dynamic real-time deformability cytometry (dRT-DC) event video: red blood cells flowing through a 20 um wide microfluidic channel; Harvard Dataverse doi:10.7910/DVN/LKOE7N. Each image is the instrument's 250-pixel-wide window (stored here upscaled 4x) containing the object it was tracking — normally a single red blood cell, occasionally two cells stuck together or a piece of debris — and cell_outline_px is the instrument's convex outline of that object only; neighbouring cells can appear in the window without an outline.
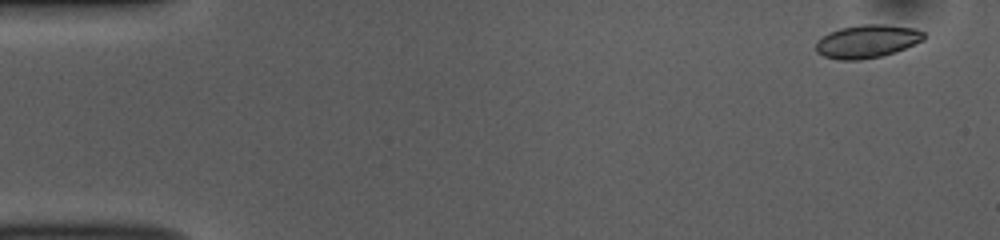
{"species": "common noctule bat (a hibernating species)", "species_latin": "Nyctalus noctula", "temperature_condition": "room temperature", "stored_images_in_passage": 52, "camera_frame_rate_fps": 3000, "um_per_image_px": 0.085, "animal": {"sex": "female", "body_mass_g": 10.0, "forearm_length_mm": 53.1}, "frame": {"image": 1, "passage_image": 3, "time_ms": 0.667, "image_size_px": [1000, 240], "cell_outline_px": [[924, 40], [896, 52], [880, 56], [860, 60], [840, 60], [824, 56], [816, 52], [816, 40], [828, 32], [840, 28], [860, 24], [884, 24], [916, 28], [924, 32]], "centroid_in_image_um": [73.69, 3.5], "position_along_channel_um": 11.3, "area_um2": 21.04}}
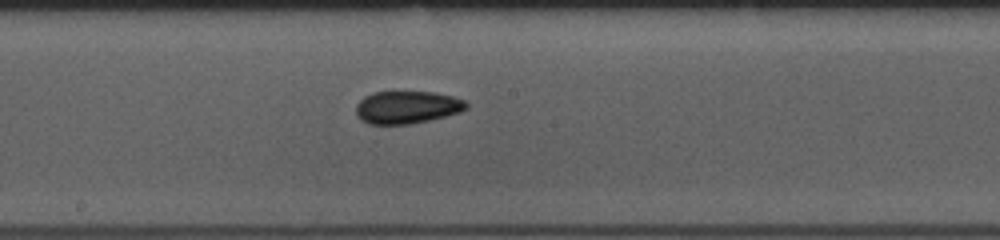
{"frame": {"image": 2, "passage_image": 28, "time_ms": 9.0, "image_size_px": [1000, 240], "cell_outline_px": [[468, 108], [460, 112], [412, 124], [368, 124], [360, 120], [356, 116], [356, 104], [364, 96], [372, 92], [436, 92], [452, 96], [464, 100], [468, 104]], "centroid_in_image_um": [34.57, 9.12], "position_along_channel_um": 213.6, "area_um2": 21.1}}
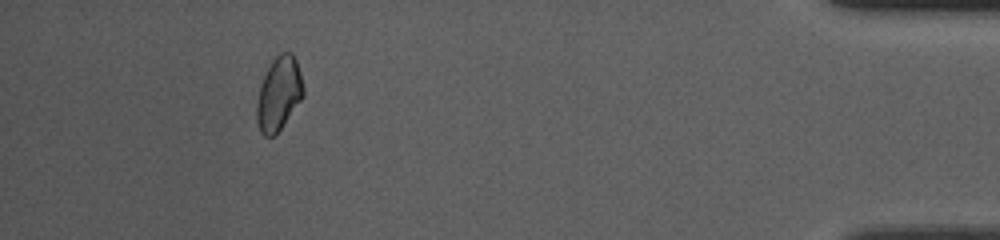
{"frame": {"image": 3, "passage_image": 48, "time_ms": 15.667, "image_size_px": [1000, 240], "cell_outline_px": [[304, 96], [276, 136], [264, 136], [260, 132], [256, 120], [256, 104], [260, 84], [272, 60], [280, 52], [292, 52], [296, 60], [300, 72], [304, 88]], "centroid_in_image_um": [23.7, 7.99], "position_along_channel_um": 411.5, "area_um2": 20.23}, "authors_computed_cell_mechanics": {"area_um2": 20.6057, "velocity_mm_per_s": 3.8526, "shape_relaxation_time_tau1_ms": null, "shape_relaxation_time_tau2_ms": 2.0747, "deformation_change_tau1": null, "deformation_change_tau2": 0.0644}}